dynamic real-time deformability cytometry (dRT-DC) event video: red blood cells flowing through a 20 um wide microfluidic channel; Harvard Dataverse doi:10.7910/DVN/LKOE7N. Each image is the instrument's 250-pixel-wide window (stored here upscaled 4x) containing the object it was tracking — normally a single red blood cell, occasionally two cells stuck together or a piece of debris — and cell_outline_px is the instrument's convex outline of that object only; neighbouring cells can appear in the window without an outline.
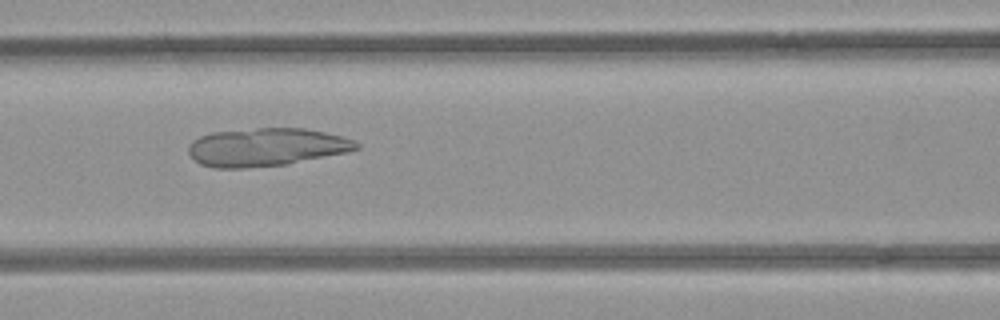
{"species": "common noctule bat (a hibernating species)", "species_latin": "Nyctalus noctula", "temperature_condition": "room temperature", "stored_images_in_passage": 42, "camera_frame_rate_fps": 3000, "um_per_image_px": 0.085, "animal": {"sex": "female", "body_mass_g": 21.9}, "frame": {"image": 1, "passage_image": 12, "time_ms": 3.667, "image_size_px": [1000, 320], "cell_outline_px": [[360, 148], [348, 152], [288, 164], [244, 168], [216, 168], [200, 164], [188, 152], [188, 144], [192, 140], [200, 136], [212, 132], [256, 128], [304, 128], [324, 132], [356, 140], [360, 144]], "centroid_in_image_um": [22.65, 12.5], "position_along_channel_um": 144.0, "area_um2": 37.4}}
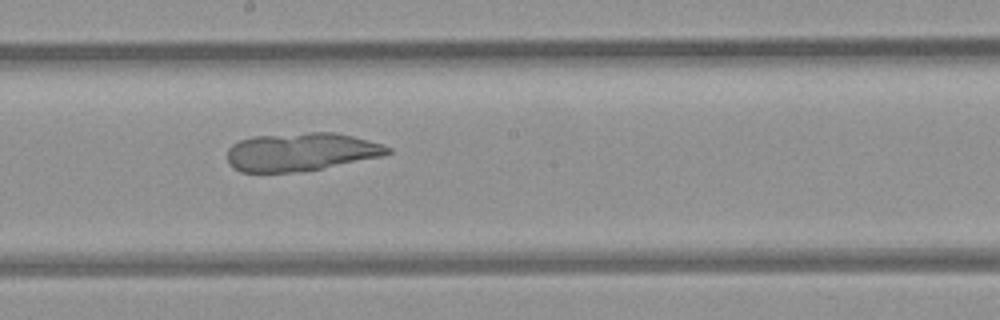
{"frame": {"image": 2, "passage_image": 18, "time_ms": 5.667, "image_size_px": [1000, 320], "cell_outline_px": [[392, 152], [384, 156], [320, 168], [292, 172], [240, 172], [232, 168], [228, 164], [228, 148], [232, 144], [240, 140], [252, 136], [308, 132], [336, 132], [352, 136], [380, 144], [392, 148]], "centroid_in_image_um": [25.55, 12.9], "position_along_channel_um": 222.7, "area_um2": 35.66}}
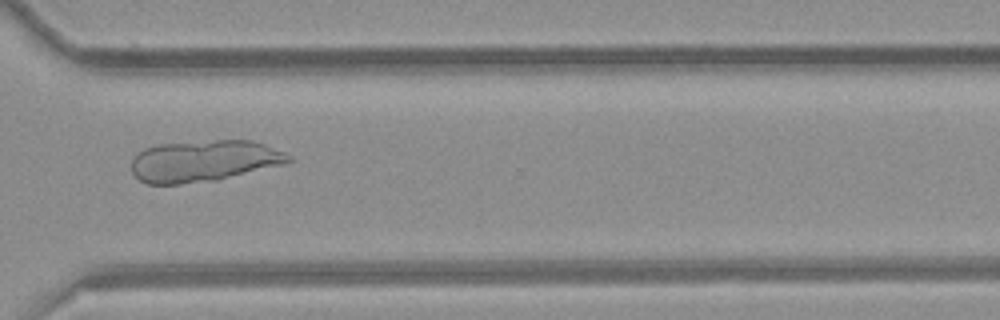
{"frame": {"image": 3, "passage_image": 28, "time_ms": 9.0, "image_size_px": [1000, 320], "cell_outline_px": [[292, 160], [284, 164], [216, 180], [180, 184], [148, 184], [140, 180], [132, 172], [132, 160], [144, 148], [160, 144], [216, 140], [252, 140], [264, 144], [284, 152], [292, 156]], "centroid_in_image_um": [17.34, 13.68], "position_along_channel_um": 353.3, "area_um2": 37.74}}